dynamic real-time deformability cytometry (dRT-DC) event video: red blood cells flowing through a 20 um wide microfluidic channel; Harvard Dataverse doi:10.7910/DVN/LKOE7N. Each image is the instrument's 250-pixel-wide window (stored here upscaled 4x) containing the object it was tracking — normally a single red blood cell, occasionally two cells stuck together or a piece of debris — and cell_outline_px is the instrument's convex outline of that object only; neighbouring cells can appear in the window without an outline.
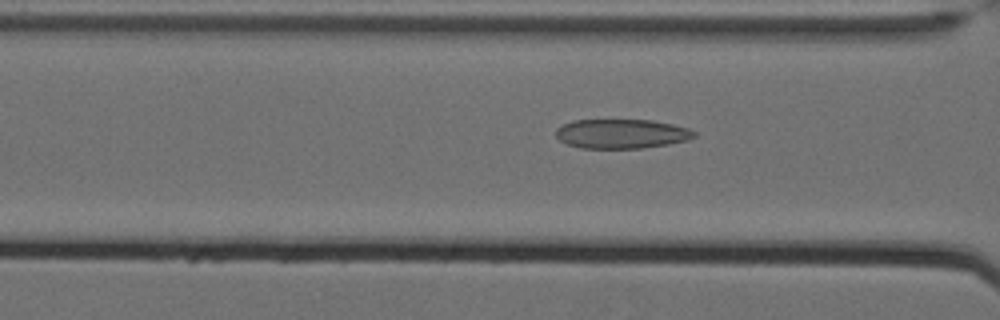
{"species": "Egyptian fruit bat (a non-hibernating species)", "species_latin": "Rousettus aegyptiacus", "temperature_condition": "cold", "stored_images_in_passage": 10, "camera_frame_rate_fps": 3000, "um_per_image_px": 0.085, "animal": {"sex": "female"}, "frame": {"image": 1, "passage_image": 7, "time_ms": 2.0, "image_size_px": [1000, 320], "cell_outline_px": [[696, 136], [688, 140], [668, 144], [640, 148], [580, 148], [568, 144], [560, 140], [556, 136], [556, 128], [572, 120], [652, 120], [672, 124], [688, 128], [696, 132]], "centroid_in_image_um": [52.83, 11.37], "position_along_channel_um": 113.8, "area_um2": 23.64}}